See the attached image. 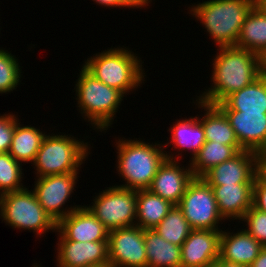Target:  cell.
Wrapping results in <instances>:
<instances>
[{"label":"cell","mask_w":266,"mask_h":267,"mask_svg":"<svg viewBox=\"0 0 266 267\" xmlns=\"http://www.w3.org/2000/svg\"><path fill=\"white\" fill-rule=\"evenodd\" d=\"M197 103L206 111V114L200 119L206 141L224 145H240L227 117L216 105H209L201 101Z\"/></svg>","instance_id":"cb8c5ba5"},{"label":"cell","mask_w":266,"mask_h":267,"mask_svg":"<svg viewBox=\"0 0 266 267\" xmlns=\"http://www.w3.org/2000/svg\"><path fill=\"white\" fill-rule=\"evenodd\" d=\"M140 6L141 8L142 7H145V6H148V3L152 0H135Z\"/></svg>","instance_id":"f35d334b"},{"label":"cell","mask_w":266,"mask_h":267,"mask_svg":"<svg viewBox=\"0 0 266 267\" xmlns=\"http://www.w3.org/2000/svg\"><path fill=\"white\" fill-rule=\"evenodd\" d=\"M241 221L247 223L244 229L259 243L266 246V212L258 210L253 205L247 210Z\"/></svg>","instance_id":"4dcf8cb0"},{"label":"cell","mask_w":266,"mask_h":267,"mask_svg":"<svg viewBox=\"0 0 266 267\" xmlns=\"http://www.w3.org/2000/svg\"><path fill=\"white\" fill-rule=\"evenodd\" d=\"M255 0H208L192 5L191 14L200 20L217 47L235 46L242 25Z\"/></svg>","instance_id":"7a4b0ae2"},{"label":"cell","mask_w":266,"mask_h":267,"mask_svg":"<svg viewBox=\"0 0 266 267\" xmlns=\"http://www.w3.org/2000/svg\"><path fill=\"white\" fill-rule=\"evenodd\" d=\"M104 7H141L135 0H93Z\"/></svg>","instance_id":"836d02e7"},{"label":"cell","mask_w":266,"mask_h":267,"mask_svg":"<svg viewBox=\"0 0 266 267\" xmlns=\"http://www.w3.org/2000/svg\"><path fill=\"white\" fill-rule=\"evenodd\" d=\"M240 151H243L240 145L206 141L189 165L195 177H202L211 168L232 159Z\"/></svg>","instance_id":"d4e9b609"},{"label":"cell","mask_w":266,"mask_h":267,"mask_svg":"<svg viewBox=\"0 0 266 267\" xmlns=\"http://www.w3.org/2000/svg\"><path fill=\"white\" fill-rule=\"evenodd\" d=\"M254 183L210 185L223 219L241 220L253 205Z\"/></svg>","instance_id":"ac0fdd59"},{"label":"cell","mask_w":266,"mask_h":267,"mask_svg":"<svg viewBox=\"0 0 266 267\" xmlns=\"http://www.w3.org/2000/svg\"><path fill=\"white\" fill-rule=\"evenodd\" d=\"M108 249L111 267H147L144 229L137 225L109 231Z\"/></svg>","instance_id":"8fae6325"},{"label":"cell","mask_w":266,"mask_h":267,"mask_svg":"<svg viewBox=\"0 0 266 267\" xmlns=\"http://www.w3.org/2000/svg\"><path fill=\"white\" fill-rule=\"evenodd\" d=\"M77 81L76 99L79 110L85 116L84 119L88 118V122L90 121L94 128L100 129L101 132L107 130L112 124L124 94L99 81L83 66Z\"/></svg>","instance_id":"5b68a950"},{"label":"cell","mask_w":266,"mask_h":267,"mask_svg":"<svg viewBox=\"0 0 266 267\" xmlns=\"http://www.w3.org/2000/svg\"><path fill=\"white\" fill-rule=\"evenodd\" d=\"M253 206L266 212V184L258 176L253 185Z\"/></svg>","instance_id":"d6a6232c"},{"label":"cell","mask_w":266,"mask_h":267,"mask_svg":"<svg viewBox=\"0 0 266 267\" xmlns=\"http://www.w3.org/2000/svg\"><path fill=\"white\" fill-rule=\"evenodd\" d=\"M94 198L93 205L86 207L109 231L135 225L136 190L121 188L117 185L108 187Z\"/></svg>","instance_id":"ba28073f"},{"label":"cell","mask_w":266,"mask_h":267,"mask_svg":"<svg viewBox=\"0 0 266 267\" xmlns=\"http://www.w3.org/2000/svg\"><path fill=\"white\" fill-rule=\"evenodd\" d=\"M165 154L166 159L158 168L149 190L177 206L195 176L190 167H187L188 169L180 167L173 154L167 152Z\"/></svg>","instance_id":"7c38bea8"},{"label":"cell","mask_w":266,"mask_h":267,"mask_svg":"<svg viewBox=\"0 0 266 267\" xmlns=\"http://www.w3.org/2000/svg\"><path fill=\"white\" fill-rule=\"evenodd\" d=\"M138 58L125 48H110L88 58L83 67L99 81L126 95L145 81L141 58Z\"/></svg>","instance_id":"277c9868"},{"label":"cell","mask_w":266,"mask_h":267,"mask_svg":"<svg viewBox=\"0 0 266 267\" xmlns=\"http://www.w3.org/2000/svg\"><path fill=\"white\" fill-rule=\"evenodd\" d=\"M216 106L220 110L266 113V70L248 86L233 92Z\"/></svg>","instance_id":"ffe728a7"},{"label":"cell","mask_w":266,"mask_h":267,"mask_svg":"<svg viewBox=\"0 0 266 267\" xmlns=\"http://www.w3.org/2000/svg\"><path fill=\"white\" fill-rule=\"evenodd\" d=\"M154 144L140 140L118 139L117 170L119 176L127 181L118 187L136 191L149 189L158 168L166 159L162 143Z\"/></svg>","instance_id":"3957f363"},{"label":"cell","mask_w":266,"mask_h":267,"mask_svg":"<svg viewBox=\"0 0 266 267\" xmlns=\"http://www.w3.org/2000/svg\"><path fill=\"white\" fill-rule=\"evenodd\" d=\"M168 131L172 132L170 144L173 142V148L179 149V151L180 148L186 149V151L187 148L188 150L190 149L193 156L191 159L196 156L202 145L206 142L202 122L197 116L177 121Z\"/></svg>","instance_id":"4316f807"},{"label":"cell","mask_w":266,"mask_h":267,"mask_svg":"<svg viewBox=\"0 0 266 267\" xmlns=\"http://www.w3.org/2000/svg\"><path fill=\"white\" fill-rule=\"evenodd\" d=\"M6 50L0 49V93L16 89L21 78L18 60Z\"/></svg>","instance_id":"f546056e"},{"label":"cell","mask_w":266,"mask_h":267,"mask_svg":"<svg viewBox=\"0 0 266 267\" xmlns=\"http://www.w3.org/2000/svg\"><path fill=\"white\" fill-rule=\"evenodd\" d=\"M221 230L192 229L181 245V267H212L219 258Z\"/></svg>","instance_id":"5bb4252c"},{"label":"cell","mask_w":266,"mask_h":267,"mask_svg":"<svg viewBox=\"0 0 266 267\" xmlns=\"http://www.w3.org/2000/svg\"><path fill=\"white\" fill-rule=\"evenodd\" d=\"M164 240L181 246L189 236L192 228L178 206H173L168 214L154 228Z\"/></svg>","instance_id":"83f0119b"},{"label":"cell","mask_w":266,"mask_h":267,"mask_svg":"<svg viewBox=\"0 0 266 267\" xmlns=\"http://www.w3.org/2000/svg\"><path fill=\"white\" fill-rule=\"evenodd\" d=\"M0 217L12 228L32 230L37 235L55 231L57 224L46 213L33 190H22L0 195Z\"/></svg>","instance_id":"52a82bcc"},{"label":"cell","mask_w":266,"mask_h":267,"mask_svg":"<svg viewBox=\"0 0 266 267\" xmlns=\"http://www.w3.org/2000/svg\"><path fill=\"white\" fill-rule=\"evenodd\" d=\"M213 59L211 88L196 101L209 105L221 103L227 96L248 86L265 70L266 62L255 53L237 46L220 47Z\"/></svg>","instance_id":"6da1fadb"},{"label":"cell","mask_w":266,"mask_h":267,"mask_svg":"<svg viewBox=\"0 0 266 267\" xmlns=\"http://www.w3.org/2000/svg\"><path fill=\"white\" fill-rule=\"evenodd\" d=\"M249 267H266V246L262 248L258 257L250 264Z\"/></svg>","instance_id":"d590c367"},{"label":"cell","mask_w":266,"mask_h":267,"mask_svg":"<svg viewBox=\"0 0 266 267\" xmlns=\"http://www.w3.org/2000/svg\"><path fill=\"white\" fill-rule=\"evenodd\" d=\"M13 114L0 116V153H8L12 143L15 126L19 122Z\"/></svg>","instance_id":"1f68e13d"},{"label":"cell","mask_w":266,"mask_h":267,"mask_svg":"<svg viewBox=\"0 0 266 267\" xmlns=\"http://www.w3.org/2000/svg\"><path fill=\"white\" fill-rule=\"evenodd\" d=\"M87 267H111L109 264H100V265H93V266H87Z\"/></svg>","instance_id":"ab89813d"},{"label":"cell","mask_w":266,"mask_h":267,"mask_svg":"<svg viewBox=\"0 0 266 267\" xmlns=\"http://www.w3.org/2000/svg\"><path fill=\"white\" fill-rule=\"evenodd\" d=\"M257 176L266 184V155H260L257 163Z\"/></svg>","instance_id":"e575fe53"},{"label":"cell","mask_w":266,"mask_h":267,"mask_svg":"<svg viewBox=\"0 0 266 267\" xmlns=\"http://www.w3.org/2000/svg\"><path fill=\"white\" fill-rule=\"evenodd\" d=\"M45 133L32 126L17 123L12 137L9 154L19 163L33 162L45 138Z\"/></svg>","instance_id":"484cf974"},{"label":"cell","mask_w":266,"mask_h":267,"mask_svg":"<svg viewBox=\"0 0 266 267\" xmlns=\"http://www.w3.org/2000/svg\"><path fill=\"white\" fill-rule=\"evenodd\" d=\"M264 246L244 229L237 233L221 230L219 258L249 267Z\"/></svg>","instance_id":"d6986e66"},{"label":"cell","mask_w":266,"mask_h":267,"mask_svg":"<svg viewBox=\"0 0 266 267\" xmlns=\"http://www.w3.org/2000/svg\"><path fill=\"white\" fill-rule=\"evenodd\" d=\"M21 165L9 153H0V195L25 188Z\"/></svg>","instance_id":"f1b7e54d"},{"label":"cell","mask_w":266,"mask_h":267,"mask_svg":"<svg viewBox=\"0 0 266 267\" xmlns=\"http://www.w3.org/2000/svg\"><path fill=\"white\" fill-rule=\"evenodd\" d=\"M212 267H247V266L226 262L218 258L217 261L212 265Z\"/></svg>","instance_id":"8d00e7d4"},{"label":"cell","mask_w":266,"mask_h":267,"mask_svg":"<svg viewBox=\"0 0 266 267\" xmlns=\"http://www.w3.org/2000/svg\"><path fill=\"white\" fill-rule=\"evenodd\" d=\"M57 245L58 267H87L109 264L108 241L59 240Z\"/></svg>","instance_id":"e0dca14e"},{"label":"cell","mask_w":266,"mask_h":267,"mask_svg":"<svg viewBox=\"0 0 266 267\" xmlns=\"http://www.w3.org/2000/svg\"><path fill=\"white\" fill-rule=\"evenodd\" d=\"M58 240L108 241L109 230L86 207L81 206L57 223Z\"/></svg>","instance_id":"4fadbf2b"},{"label":"cell","mask_w":266,"mask_h":267,"mask_svg":"<svg viewBox=\"0 0 266 267\" xmlns=\"http://www.w3.org/2000/svg\"><path fill=\"white\" fill-rule=\"evenodd\" d=\"M235 46L255 53L266 62V10L254 5L242 25Z\"/></svg>","instance_id":"44dd1931"},{"label":"cell","mask_w":266,"mask_h":267,"mask_svg":"<svg viewBox=\"0 0 266 267\" xmlns=\"http://www.w3.org/2000/svg\"><path fill=\"white\" fill-rule=\"evenodd\" d=\"M147 267H181V246L163 239L154 229H144Z\"/></svg>","instance_id":"7402d4cb"},{"label":"cell","mask_w":266,"mask_h":267,"mask_svg":"<svg viewBox=\"0 0 266 267\" xmlns=\"http://www.w3.org/2000/svg\"><path fill=\"white\" fill-rule=\"evenodd\" d=\"M259 154L243 150L232 159L211 168L202 178L209 185L254 183Z\"/></svg>","instance_id":"9a60e30c"},{"label":"cell","mask_w":266,"mask_h":267,"mask_svg":"<svg viewBox=\"0 0 266 267\" xmlns=\"http://www.w3.org/2000/svg\"><path fill=\"white\" fill-rule=\"evenodd\" d=\"M192 229L220 230V215L212 187L202 178L194 177L178 203Z\"/></svg>","instance_id":"9c48e42d"},{"label":"cell","mask_w":266,"mask_h":267,"mask_svg":"<svg viewBox=\"0 0 266 267\" xmlns=\"http://www.w3.org/2000/svg\"><path fill=\"white\" fill-rule=\"evenodd\" d=\"M87 143L70 135L46 134L32 163L36 167V177L78 172L91 148Z\"/></svg>","instance_id":"8992f818"},{"label":"cell","mask_w":266,"mask_h":267,"mask_svg":"<svg viewBox=\"0 0 266 267\" xmlns=\"http://www.w3.org/2000/svg\"><path fill=\"white\" fill-rule=\"evenodd\" d=\"M78 174V172H70L37 178L33 192L40 205L56 224L80 207L75 205L68 210L62 208L73 193Z\"/></svg>","instance_id":"30bf717a"},{"label":"cell","mask_w":266,"mask_h":267,"mask_svg":"<svg viewBox=\"0 0 266 267\" xmlns=\"http://www.w3.org/2000/svg\"><path fill=\"white\" fill-rule=\"evenodd\" d=\"M255 5L263 10H266V0H255Z\"/></svg>","instance_id":"74e56055"},{"label":"cell","mask_w":266,"mask_h":267,"mask_svg":"<svg viewBox=\"0 0 266 267\" xmlns=\"http://www.w3.org/2000/svg\"><path fill=\"white\" fill-rule=\"evenodd\" d=\"M235 131L243 150L266 155V113L221 110Z\"/></svg>","instance_id":"2e32d148"},{"label":"cell","mask_w":266,"mask_h":267,"mask_svg":"<svg viewBox=\"0 0 266 267\" xmlns=\"http://www.w3.org/2000/svg\"><path fill=\"white\" fill-rule=\"evenodd\" d=\"M173 206L149 189L138 190L135 225L142 229H154Z\"/></svg>","instance_id":"603a6c76"}]
</instances>
